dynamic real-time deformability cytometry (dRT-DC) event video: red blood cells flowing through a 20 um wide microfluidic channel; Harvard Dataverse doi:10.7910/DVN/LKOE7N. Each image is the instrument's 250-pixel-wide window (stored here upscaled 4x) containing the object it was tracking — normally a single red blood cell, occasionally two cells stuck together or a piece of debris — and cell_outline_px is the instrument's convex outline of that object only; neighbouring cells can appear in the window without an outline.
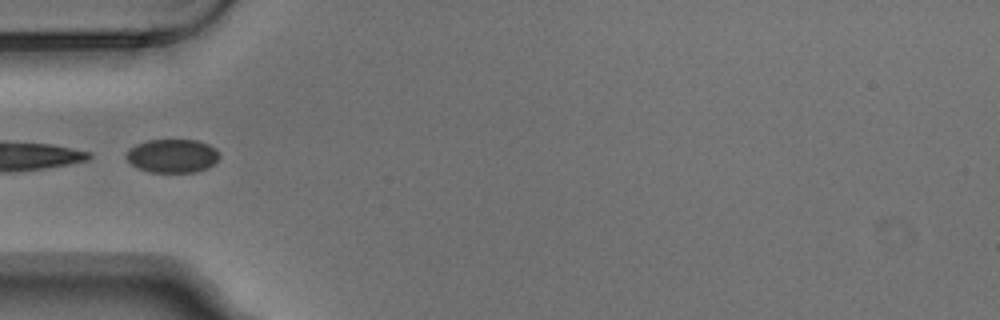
{"species": "Egyptian fruit bat (a non-hibernating species)", "species_latin": "Rousettus aegyptiacus", "temperature_condition": "warm", "stored_images_in_passage": 3, "segment_of_instrument_passage": [2, 2], "camera_frame_rate_fps": 3000, "um_per_image_px": 0.085, "animal": {"sex": "male"}, "frame": {"image": 1, "passage_image": 3, "time_ms": 0.667, "image_size_px": [1000, 320], "cell_outline_px": [[220, 156], [208, 168], [196, 172], [148, 172], [136, 168], [124, 156], [128, 148], [136, 144], [148, 140], [196, 140], [208, 144], [216, 148]], "centroid_in_image_um": [14.62, 13.25], "position_along_channel_um": 70.4, "area_um2": 18.38}}